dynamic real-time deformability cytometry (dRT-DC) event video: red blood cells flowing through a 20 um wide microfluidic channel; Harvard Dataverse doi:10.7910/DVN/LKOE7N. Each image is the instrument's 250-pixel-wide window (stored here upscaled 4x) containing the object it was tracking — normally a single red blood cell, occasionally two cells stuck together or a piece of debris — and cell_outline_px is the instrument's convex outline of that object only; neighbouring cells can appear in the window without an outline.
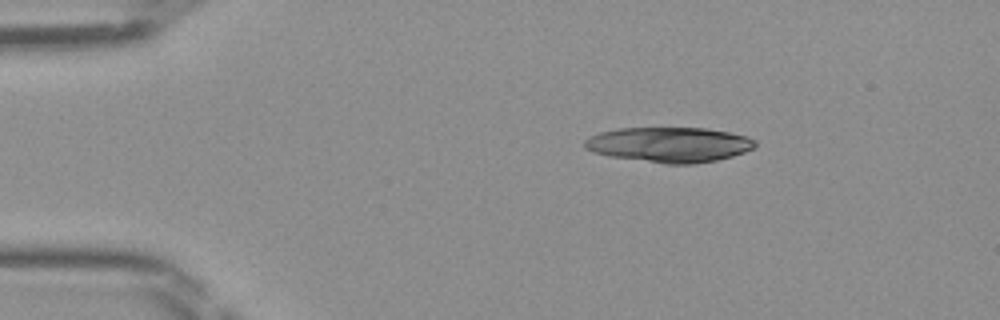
{"species": "Egyptian fruit bat (a non-hibernating species)", "species_latin": "Rousettus aegyptiacus", "temperature_condition": "room temperature", "stored_images_in_passage": 39, "camera_frame_rate_fps": 3000, "um_per_image_px": 0.085, "frame": {"image": 1, "passage_image": 1, "time_ms": 0.0, "image_size_px": [1000, 320], "cell_outline_px": [[756, 144], [752, 148], [744, 152], [732, 156], [716, 160], [692, 164], [664, 164], [608, 156], [592, 152], [584, 148], [584, 140], [588, 136], [600, 132], [616, 128], [704, 128], [728, 132], [744, 136], [756, 140]], "centroid_in_image_um": [56.82, 12.3], "position_along_channel_um": 28.2, "area_um2": 34.97}}